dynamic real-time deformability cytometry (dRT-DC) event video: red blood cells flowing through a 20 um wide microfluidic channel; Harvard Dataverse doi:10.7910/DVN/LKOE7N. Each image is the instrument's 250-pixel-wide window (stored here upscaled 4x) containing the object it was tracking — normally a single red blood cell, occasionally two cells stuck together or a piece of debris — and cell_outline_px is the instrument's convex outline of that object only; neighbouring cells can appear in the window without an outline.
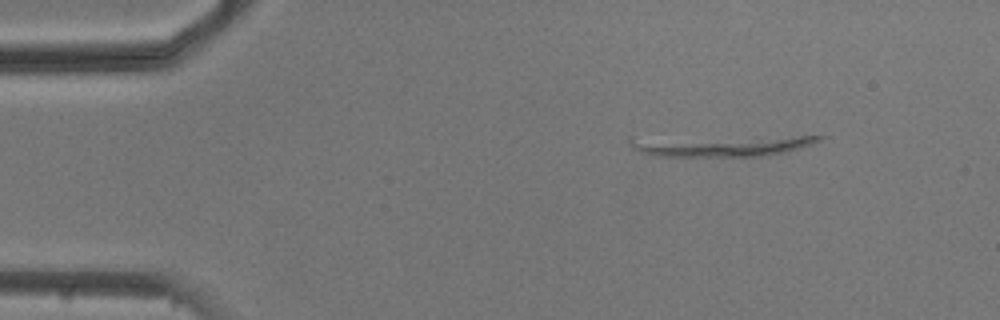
{"species": "common noctule bat (a hibernating species)", "species_latin": "Nyctalus noctula", "temperature_condition": "cold", "stored_images_in_passage": 3, "camera_frame_rate_fps": 3000, "um_per_image_px": 0.085, "animal": {"sex": "male", "body_mass_g": 20.5, "forearm_length_mm": 52.5}, "frame": {"image": 1, "passage_image": 1, "time_ms": 0.0, "image_size_px": [1000, 320], "cell_outline_px": [[828, 136], [812, 144], [800, 148], [768, 156], [648, 156], [632, 148], [628, 144], [628, 136]], "centroid_in_image_um": [61.1, 12.34], "position_along_channel_um": 23.9, "area_um2": 24.51}}